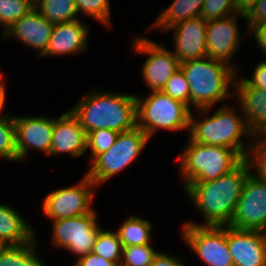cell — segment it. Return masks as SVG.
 <instances>
[{
  "label": "cell",
  "instance_id": "obj_40",
  "mask_svg": "<svg viewBox=\"0 0 266 266\" xmlns=\"http://www.w3.org/2000/svg\"><path fill=\"white\" fill-rule=\"evenodd\" d=\"M259 0H235L238 13L246 14Z\"/></svg>",
  "mask_w": 266,
  "mask_h": 266
},
{
  "label": "cell",
  "instance_id": "obj_34",
  "mask_svg": "<svg viewBox=\"0 0 266 266\" xmlns=\"http://www.w3.org/2000/svg\"><path fill=\"white\" fill-rule=\"evenodd\" d=\"M252 142L248 159L257 171L255 175L266 182V133L255 136Z\"/></svg>",
  "mask_w": 266,
  "mask_h": 266
},
{
  "label": "cell",
  "instance_id": "obj_42",
  "mask_svg": "<svg viewBox=\"0 0 266 266\" xmlns=\"http://www.w3.org/2000/svg\"><path fill=\"white\" fill-rule=\"evenodd\" d=\"M6 247V245L0 240V253Z\"/></svg>",
  "mask_w": 266,
  "mask_h": 266
},
{
  "label": "cell",
  "instance_id": "obj_4",
  "mask_svg": "<svg viewBox=\"0 0 266 266\" xmlns=\"http://www.w3.org/2000/svg\"><path fill=\"white\" fill-rule=\"evenodd\" d=\"M217 109L213 115L209 117L206 115L199 120L194 118L191 111L190 139L195 143L228 147L234 149L243 159L248 158L253 142L250 141V144L247 145L243 138L253 140L254 136L245 123L242 111L239 114L224 103Z\"/></svg>",
  "mask_w": 266,
  "mask_h": 266
},
{
  "label": "cell",
  "instance_id": "obj_31",
  "mask_svg": "<svg viewBox=\"0 0 266 266\" xmlns=\"http://www.w3.org/2000/svg\"><path fill=\"white\" fill-rule=\"evenodd\" d=\"M75 3L79 13L90 16L91 19L111 28L109 0H75Z\"/></svg>",
  "mask_w": 266,
  "mask_h": 266
},
{
  "label": "cell",
  "instance_id": "obj_13",
  "mask_svg": "<svg viewBox=\"0 0 266 266\" xmlns=\"http://www.w3.org/2000/svg\"><path fill=\"white\" fill-rule=\"evenodd\" d=\"M237 16L246 21V14L236 13L224 18L207 21L206 43L207 57L222 61L232 66L238 73L235 65H231V59L238 51L241 44V34L238 27Z\"/></svg>",
  "mask_w": 266,
  "mask_h": 266
},
{
  "label": "cell",
  "instance_id": "obj_27",
  "mask_svg": "<svg viewBox=\"0 0 266 266\" xmlns=\"http://www.w3.org/2000/svg\"><path fill=\"white\" fill-rule=\"evenodd\" d=\"M34 8L35 0H0V24L3 33Z\"/></svg>",
  "mask_w": 266,
  "mask_h": 266
},
{
  "label": "cell",
  "instance_id": "obj_2",
  "mask_svg": "<svg viewBox=\"0 0 266 266\" xmlns=\"http://www.w3.org/2000/svg\"><path fill=\"white\" fill-rule=\"evenodd\" d=\"M88 132L111 129L118 133L136 127V95L91 90L70 109Z\"/></svg>",
  "mask_w": 266,
  "mask_h": 266
},
{
  "label": "cell",
  "instance_id": "obj_10",
  "mask_svg": "<svg viewBox=\"0 0 266 266\" xmlns=\"http://www.w3.org/2000/svg\"><path fill=\"white\" fill-rule=\"evenodd\" d=\"M181 239L207 266H234L227 245V226L183 224Z\"/></svg>",
  "mask_w": 266,
  "mask_h": 266
},
{
  "label": "cell",
  "instance_id": "obj_8",
  "mask_svg": "<svg viewBox=\"0 0 266 266\" xmlns=\"http://www.w3.org/2000/svg\"><path fill=\"white\" fill-rule=\"evenodd\" d=\"M97 218L94 209L84 215L52 221V244L75 254L76 260L89 254L102 230Z\"/></svg>",
  "mask_w": 266,
  "mask_h": 266
},
{
  "label": "cell",
  "instance_id": "obj_33",
  "mask_svg": "<svg viewBox=\"0 0 266 266\" xmlns=\"http://www.w3.org/2000/svg\"><path fill=\"white\" fill-rule=\"evenodd\" d=\"M238 13L235 0H205L200 16L205 21L224 18Z\"/></svg>",
  "mask_w": 266,
  "mask_h": 266
},
{
  "label": "cell",
  "instance_id": "obj_3",
  "mask_svg": "<svg viewBox=\"0 0 266 266\" xmlns=\"http://www.w3.org/2000/svg\"><path fill=\"white\" fill-rule=\"evenodd\" d=\"M180 68L190 86V110L193 107L197 116L210 113L217 103L233 96L229 89H234L238 72L232 66L205 57L180 63Z\"/></svg>",
  "mask_w": 266,
  "mask_h": 266
},
{
  "label": "cell",
  "instance_id": "obj_23",
  "mask_svg": "<svg viewBox=\"0 0 266 266\" xmlns=\"http://www.w3.org/2000/svg\"><path fill=\"white\" fill-rule=\"evenodd\" d=\"M36 239L37 236L21 245H6L0 253V266H43L44 261L36 252Z\"/></svg>",
  "mask_w": 266,
  "mask_h": 266
},
{
  "label": "cell",
  "instance_id": "obj_20",
  "mask_svg": "<svg viewBox=\"0 0 266 266\" xmlns=\"http://www.w3.org/2000/svg\"><path fill=\"white\" fill-rule=\"evenodd\" d=\"M74 20L55 24L52 30L46 56H63L83 53L88 46L89 25Z\"/></svg>",
  "mask_w": 266,
  "mask_h": 266
},
{
  "label": "cell",
  "instance_id": "obj_28",
  "mask_svg": "<svg viewBox=\"0 0 266 266\" xmlns=\"http://www.w3.org/2000/svg\"><path fill=\"white\" fill-rule=\"evenodd\" d=\"M0 157L17 162L15 123L13 115L7 113L0 116Z\"/></svg>",
  "mask_w": 266,
  "mask_h": 266
},
{
  "label": "cell",
  "instance_id": "obj_37",
  "mask_svg": "<svg viewBox=\"0 0 266 266\" xmlns=\"http://www.w3.org/2000/svg\"><path fill=\"white\" fill-rule=\"evenodd\" d=\"M74 266H120L116 262L106 260L99 255L90 252L89 254L82 256L78 260H75Z\"/></svg>",
  "mask_w": 266,
  "mask_h": 266
},
{
  "label": "cell",
  "instance_id": "obj_36",
  "mask_svg": "<svg viewBox=\"0 0 266 266\" xmlns=\"http://www.w3.org/2000/svg\"><path fill=\"white\" fill-rule=\"evenodd\" d=\"M266 22V0H259L250 10L246 13L247 27L256 26Z\"/></svg>",
  "mask_w": 266,
  "mask_h": 266
},
{
  "label": "cell",
  "instance_id": "obj_43",
  "mask_svg": "<svg viewBox=\"0 0 266 266\" xmlns=\"http://www.w3.org/2000/svg\"><path fill=\"white\" fill-rule=\"evenodd\" d=\"M3 73L0 72V82L4 79V75H2Z\"/></svg>",
  "mask_w": 266,
  "mask_h": 266
},
{
  "label": "cell",
  "instance_id": "obj_35",
  "mask_svg": "<svg viewBox=\"0 0 266 266\" xmlns=\"http://www.w3.org/2000/svg\"><path fill=\"white\" fill-rule=\"evenodd\" d=\"M250 78H244L241 76V79L249 86L256 87L266 90V59L262 62L260 61L258 65L255 66L253 74Z\"/></svg>",
  "mask_w": 266,
  "mask_h": 266
},
{
  "label": "cell",
  "instance_id": "obj_29",
  "mask_svg": "<svg viewBox=\"0 0 266 266\" xmlns=\"http://www.w3.org/2000/svg\"><path fill=\"white\" fill-rule=\"evenodd\" d=\"M119 133L111 129H99L87 133L86 148L91 151L89 163L98 155L107 152L114 144Z\"/></svg>",
  "mask_w": 266,
  "mask_h": 266
},
{
  "label": "cell",
  "instance_id": "obj_16",
  "mask_svg": "<svg viewBox=\"0 0 266 266\" xmlns=\"http://www.w3.org/2000/svg\"><path fill=\"white\" fill-rule=\"evenodd\" d=\"M206 26L207 21L198 16L168 29L174 30L172 52L180 63L207 57Z\"/></svg>",
  "mask_w": 266,
  "mask_h": 266
},
{
  "label": "cell",
  "instance_id": "obj_24",
  "mask_svg": "<svg viewBox=\"0 0 266 266\" xmlns=\"http://www.w3.org/2000/svg\"><path fill=\"white\" fill-rule=\"evenodd\" d=\"M152 225L142 217L131 215L126 219L119 229V239L123 247L151 244L153 237L150 236Z\"/></svg>",
  "mask_w": 266,
  "mask_h": 266
},
{
  "label": "cell",
  "instance_id": "obj_25",
  "mask_svg": "<svg viewBox=\"0 0 266 266\" xmlns=\"http://www.w3.org/2000/svg\"><path fill=\"white\" fill-rule=\"evenodd\" d=\"M35 8L54 25L80 19L75 0H35Z\"/></svg>",
  "mask_w": 266,
  "mask_h": 266
},
{
  "label": "cell",
  "instance_id": "obj_5",
  "mask_svg": "<svg viewBox=\"0 0 266 266\" xmlns=\"http://www.w3.org/2000/svg\"><path fill=\"white\" fill-rule=\"evenodd\" d=\"M183 188L191 182L217 179L233 170L243 158L228 147L195 143L191 139L179 155Z\"/></svg>",
  "mask_w": 266,
  "mask_h": 266
},
{
  "label": "cell",
  "instance_id": "obj_7",
  "mask_svg": "<svg viewBox=\"0 0 266 266\" xmlns=\"http://www.w3.org/2000/svg\"><path fill=\"white\" fill-rule=\"evenodd\" d=\"M150 139L140 128L119 133L115 144L98 155L85 173L99 187L136 160Z\"/></svg>",
  "mask_w": 266,
  "mask_h": 266
},
{
  "label": "cell",
  "instance_id": "obj_19",
  "mask_svg": "<svg viewBox=\"0 0 266 266\" xmlns=\"http://www.w3.org/2000/svg\"><path fill=\"white\" fill-rule=\"evenodd\" d=\"M236 76L234 94L239 99L238 108L242 111L245 123L253 136L266 133V90L249 87L241 76Z\"/></svg>",
  "mask_w": 266,
  "mask_h": 266
},
{
  "label": "cell",
  "instance_id": "obj_15",
  "mask_svg": "<svg viewBox=\"0 0 266 266\" xmlns=\"http://www.w3.org/2000/svg\"><path fill=\"white\" fill-rule=\"evenodd\" d=\"M227 245L234 266H266V232L227 225Z\"/></svg>",
  "mask_w": 266,
  "mask_h": 266
},
{
  "label": "cell",
  "instance_id": "obj_18",
  "mask_svg": "<svg viewBox=\"0 0 266 266\" xmlns=\"http://www.w3.org/2000/svg\"><path fill=\"white\" fill-rule=\"evenodd\" d=\"M87 134L79 120L68 110L55 118L50 155L69 154L80 157L86 153Z\"/></svg>",
  "mask_w": 266,
  "mask_h": 266
},
{
  "label": "cell",
  "instance_id": "obj_39",
  "mask_svg": "<svg viewBox=\"0 0 266 266\" xmlns=\"http://www.w3.org/2000/svg\"><path fill=\"white\" fill-rule=\"evenodd\" d=\"M248 30L247 32H252L251 37H254V40L261 51L266 53V22L257 24L256 26H249Z\"/></svg>",
  "mask_w": 266,
  "mask_h": 266
},
{
  "label": "cell",
  "instance_id": "obj_26",
  "mask_svg": "<svg viewBox=\"0 0 266 266\" xmlns=\"http://www.w3.org/2000/svg\"><path fill=\"white\" fill-rule=\"evenodd\" d=\"M122 243L118 233L111 230H101L97 236L92 252L100 257L120 265L122 258Z\"/></svg>",
  "mask_w": 266,
  "mask_h": 266
},
{
  "label": "cell",
  "instance_id": "obj_1",
  "mask_svg": "<svg viewBox=\"0 0 266 266\" xmlns=\"http://www.w3.org/2000/svg\"><path fill=\"white\" fill-rule=\"evenodd\" d=\"M253 171L248 158L243 159L229 173L206 182H191L183 190L196 210L203 216V224L188 221L184 224L198 226H227L231 223L242 188Z\"/></svg>",
  "mask_w": 266,
  "mask_h": 266
},
{
  "label": "cell",
  "instance_id": "obj_32",
  "mask_svg": "<svg viewBox=\"0 0 266 266\" xmlns=\"http://www.w3.org/2000/svg\"><path fill=\"white\" fill-rule=\"evenodd\" d=\"M162 91L190 109V86L181 68L170 77Z\"/></svg>",
  "mask_w": 266,
  "mask_h": 266
},
{
  "label": "cell",
  "instance_id": "obj_12",
  "mask_svg": "<svg viewBox=\"0 0 266 266\" xmlns=\"http://www.w3.org/2000/svg\"><path fill=\"white\" fill-rule=\"evenodd\" d=\"M253 173L244 182L229 226L266 232V182Z\"/></svg>",
  "mask_w": 266,
  "mask_h": 266
},
{
  "label": "cell",
  "instance_id": "obj_22",
  "mask_svg": "<svg viewBox=\"0 0 266 266\" xmlns=\"http://www.w3.org/2000/svg\"><path fill=\"white\" fill-rule=\"evenodd\" d=\"M205 0H173L172 3L161 11L148 30H161L164 33L186 19L198 17Z\"/></svg>",
  "mask_w": 266,
  "mask_h": 266
},
{
  "label": "cell",
  "instance_id": "obj_30",
  "mask_svg": "<svg viewBox=\"0 0 266 266\" xmlns=\"http://www.w3.org/2000/svg\"><path fill=\"white\" fill-rule=\"evenodd\" d=\"M157 253L151 244L123 247L120 266H149Z\"/></svg>",
  "mask_w": 266,
  "mask_h": 266
},
{
  "label": "cell",
  "instance_id": "obj_38",
  "mask_svg": "<svg viewBox=\"0 0 266 266\" xmlns=\"http://www.w3.org/2000/svg\"><path fill=\"white\" fill-rule=\"evenodd\" d=\"M149 266H186L185 262L180 258L174 257L172 254L158 251Z\"/></svg>",
  "mask_w": 266,
  "mask_h": 266
},
{
  "label": "cell",
  "instance_id": "obj_9",
  "mask_svg": "<svg viewBox=\"0 0 266 266\" xmlns=\"http://www.w3.org/2000/svg\"><path fill=\"white\" fill-rule=\"evenodd\" d=\"M96 184L85 174L69 187L58 188L46 195L42 210L52 221L67 219L92 212Z\"/></svg>",
  "mask_w": 266,
  "mask_h": 266
},
{
  "label": "cell",
  "instance_id": "obj_41",
  "mask_svg": "<svg viewBox=\"0 0 266 266\" xmlns=\"http://www.w3.org/2000/svg\"><path fill=\"white\" fill-rule=\"evenodd\" d=\"M5 80L3 79L1 82H0V116L2 115V111L4 110V107H5V103L7 100L6 98V86H5Z\"/></svg>",
  "mask_w": 266,
  "mask_h": 266
},
{
  "label": "cell",
  "instance_id": "obj_14",
  "mask_svg": "<svg viewBox=\"0 0 266 266\" xmlns=\"http://www.w3.org/2000/svg\"><path fill=\"white\" fill-rule=\"evenodd\" d=\"M17 147V162L28 157L30 149L50 155L54 118L42 116H13Z\"/></svg>",
  "mask_w": 266,
  "mask_h": 266
},
{
  "label": "cell",
  "instance_id": "obj_21",
  "mask_svg": "<svg viewBox=\"0 0 266 266\" xmlns=\"http://www.w3.org/2000/svg\"><path fill=\"white\" fill-rule=\"evenodd\" d=\"M14 207L0 203V240L5 245H21L37 235L31 224Z\"/></svg>",
  "mask_w": 266,
  "mask_h": 266
},
{
  "label": "cell",
  "instance_id": "obj_6",
  "mask_svg": "<svg viewBox=\"0 0 266 266\" xmlns=\"http://www.w3.org/2000/svg\"><path fill=\"white\" fill-rule=\"evenodd\" d=\"M191 110L163 91H151L147 96L136 95V127L149 139L158 130H188Z\"/></svg>",
  "mask_w": 266,
  "mask_h": 266
},
{
  "label": "cell",
  "instance_id": "obj_17",
  "mask_svg": "<svg viewBox=\"0 0 266 266\" xmlns=\"http://www.w3.org/2000/svg\"><path fill=\"white\" fill-rule=\"evenodd\" d=\"M53 27L54 24L34 8L7 28L2 38L12 36L18 39L22 44L37 50V55L41 58L48 49Z\"/></svg>",
  "mask_w": 266,
  "mask_h": 266
},
{
  "label": "cell",
  "instance_id": "obj_11",
  "mask_svg": "<svg viewBox=\"0 0 266 266\" xmlns=\"http://www.w3.org/2000/svg\"><path fill=\"white\" fill-rule=\"evenodd\" d=\"M136 53L148 56L141 75L151 91H162L170 77L180 68V62L171 50L157 42L138 36L133 41Z\"/></svg>",
  "mask_w": 266,
  "mask_h": 266
}]
</instances>
